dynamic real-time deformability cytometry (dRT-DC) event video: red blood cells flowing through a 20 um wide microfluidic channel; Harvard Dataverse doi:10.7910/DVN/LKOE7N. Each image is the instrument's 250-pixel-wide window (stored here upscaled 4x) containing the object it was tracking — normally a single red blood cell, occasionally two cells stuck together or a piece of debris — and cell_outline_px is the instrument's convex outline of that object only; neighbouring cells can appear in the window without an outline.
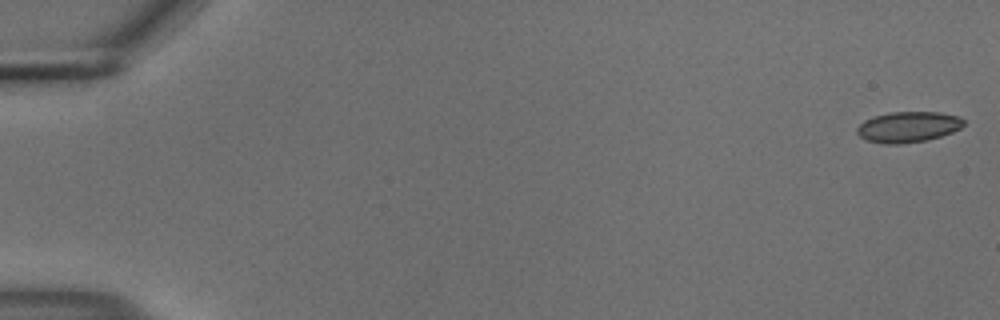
{"species": "common noctule bat (a hibernating species)", "species_latin": "Nyctalus noctula", "temperature_condition": "cold", "stored_images_in_passage": 55, "camera_frame_rate_fps": 3000, "um_per_image_px": 0.085, "animal": {"sex": "male", "body_mass_g": 18.8}, "frame": {"image": 1, "passage_image": 1, "time_ms": 0.0, "image_size_px": [1000, 320], "cell_outline_px": [[964, 124], [960, 128], [952, 132], [928, 140], [900, 144], [884, 144], [864, 140], [856, 132], [856, 128], [864, 120], [876, 116], [892, 112], [940, 112], [960, 116], [964, 120]], "centroid_in_image_um": [77.19, 10.79], "position_along_channel_um": 7.8, "area_um2": 19.19}}
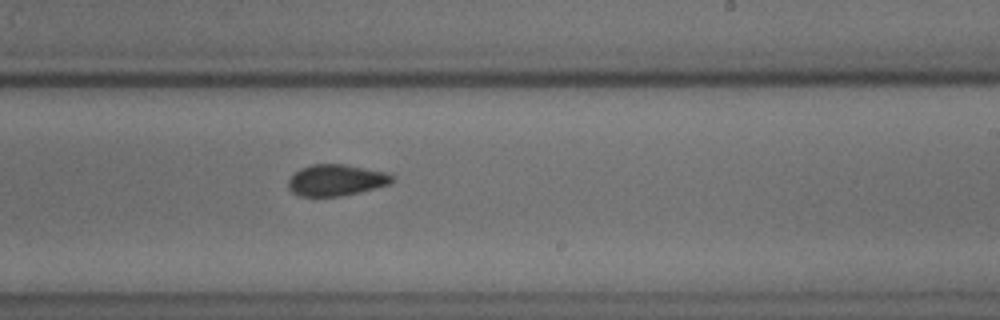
{"frame": {"image": 2, "passage_image": 34, "time_ms": 11.0, "image_size_px": [1000, 320], "cell_outline_px": [[396, 176], [388, 184], [360, 192], [340, 196], [300, 196], [292, 192], [288, 188], [288, 180], [300, 168], [312, 164], [344, 164], [388, 172]], "centroid_in_image_um": [28.57, 15.3], "position_along_channel_um": 260.4, "area_um2": 18.96}}
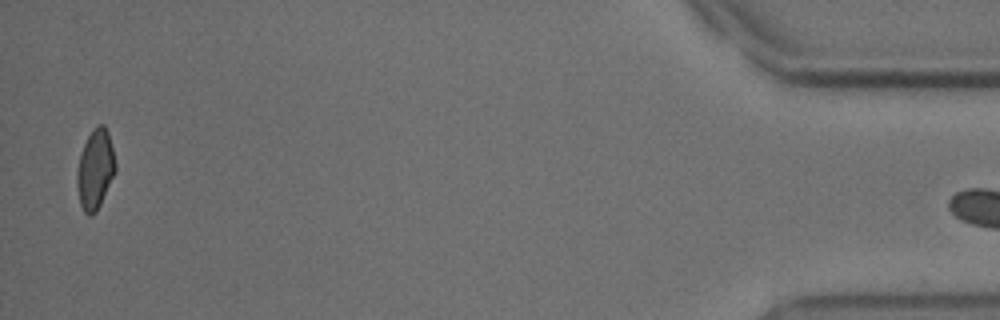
{"frame": {"image": 3, "passage_image": 54, "time_ms": 17.667, "image_size_px": [1000, 320], "cell_outline_px": [[116, 172], [96, 212], [92, 216], [88, 216], [84, 212], [80, 204], [76, 184], [76, 176], [80, 152], [92, 128], [96, 124], [104, 124], [108, 132], [116, 164]], "centroid_in_image_um": [8.08, 14.39], "position_along_channel_um": 427.1, "area_um2": 18.03}}